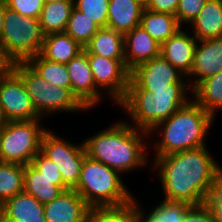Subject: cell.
Wrapping results in <instances>:
<instances>
[{
  "mask_svg": "<svg viewBox=\"0 0 222 222\" xmlns=\"http://www.w3.org/2000/svg\"><path fill=\"white\" fill-rule=\"evenodd\" d=\"M165 200L204 204L209 186L221 168L206 146L155 157Z\"/></svg>",
  "mask_w": 222,
  "mask_h": 222,
  "instance_id": "cell-1",
  "label": "cell"
},
{
  "mask_svg": "<svg viewBox=\"0 0 222 222\" xmlns=\"http://www.w3.org/2000/svg\"><path fill=\"white\" fill-rule=\"evenodd\" d=\"M145 134L150 135L126 122H118L85 140L84 146L90 158L124 173L147 164Z\"/></svg>",
  "mask_w": 222,
  "mask_h": 222,
  "instance_id": "cell-2",
  "label": "cell"
},
{
  "mask_svg": "<svg viewBox=\"0 0 222 222\" xmlns=\"http://www.w3.org/2000/svg\"><path fill=\"white\" fill-rule=\"evenodd\" d=\"M189 88V84H171V89L144 90L130 77L126 96L119 106L134 120L133 127L149 133L190 101L186 97Z\"/></svg>",
  "mask_w": 222,
  "mask_h": 222,
  "instance_id": "cell-3",
  "label": "cell"
},
{
  "mask_svg": "<svg viewBox=\"0 0 222 222\" xmlns=\"http://www.w3.org/2000/svg\"><path fill=\"white\" fill-rule=\"evenodd\" d=\"M213 119L202 106L190 100L149 132L150 134L163 127L162 139L154 146L155 157L206 146L205 137Z\"/></svg>",
  "mask_w": 222,
  "mask_h": 222,
  "instance_id": "cell-4",
  "label": "cell"
},
{
  "mask_svg": "<svg viewBox=\"0 0 222 222\" xmlns=\"http://www.w3.org/2000/svg\"><path fill=\"white\" fill-rule=\"evenodd\" d=\"M119 174L118 171L86 155L74 190L90 207L125 204L134 197L123 185Z\"/></svg>",
  "mask_w": 222,
  "mask_h": 222,
  "instance_id": "cell-5",
  "label": "cell"
},
{
  "mask_svg": "<svg viewBox=\"0 0 222 222\" xmlns=\"http://www.w3.org/2000/svg\"><path fill=\"white\" fill-rule=\"evenodd\" d=\"M14 73L22 80L40 117L55 111L87 110L69 88L48 83L26 62H16Z\"/></svg>",
  "mask_w": 222,
  "mask_h": 222,
  "instance_id": "cell-6",
  "label": "cell"
},
{
  "mask_svg": "<svg viewBox=\"0 0 222 222\" xmlns=\"http://www.w3.org/2000/svg\"><path fill=\"white\" fill-rule=\"evenodd\" d=\"M0 44L16 62H26L41 53L44 34L39 19L20 15L5 3Z\"/></svg>",
  "mask_w": 222,
  "mask_h": 222,
  "instance_id": "cell-7",
  "label": "cell"
},
{
  "mask_svg": "<svg viewBox=\"0 0 222 222\" xmlns=\"http://www.w3.org/2000/svg\"><path fill=\"white\" fill-rule=\"evenodd\" d=\"M40 120L8 121L0 129V157L2 162L21 165L32 162L41 151L42 137L47 131L38 124Z\"/></svg>",
  "mask_w": 222,
  "mask_h": 222,
  "instance_id": "cell-8",
  "label": "cell"
},
{
  "mask_svg": "<svg viewBox=\"0 0 222 222\" xmlns=\"http://www.w3.org/2000/svg\"><path fill=\"white\" fill-rule=\"evenodd\" d=\"M41 152L57 165L63 182L70 189H74L80 178L84 157L87 155L84 142L74 145L47 130L42 137Z\"/></svg>",
  "mask_w": 222,
  "mask_h": 222,
  "instance_id": "cell-9",
  "label": "cell"
},
{
  "mask_svg": "<svg viewBox=\"0 0 222 222\" xmlns=\"http://www.w3.org/2000/svg\"><path fill=\"white\" fill-rule=\"evenodd\" d=\"M87 56L96 87L108 88L106 92L119 104L126 96L130 78L125 59H110L95 54Z\"/></svg>",
  "mask_w": 222,
  "mask_h": 222,
  "instance_id": "cell-10",
  "label": "cell"
},
{
  "mask_svg": "<svg viewBox=\"0 0 222 222\" xmlns=\"http://www.w3.org/2000/svg\"><path fill=\"white\" fill-rule=\"evenodd\" d=\"M0 105L8 121L42 119L36 112L22 80L14 72L0 80Z\"/></svg>",
  "mask_w": 222,
  "mask_h": 222,
  "instance_id": "cell-11",
  "label": "cell"
},
{
  "mask_svg": "<svg viewBox=\"0 0 222 222\" xmlns=\"http://www.w3.org/2000/svg\"><path fill=\"white\" fill-rule=\"evenodd\" d=\"M161 55L137 65L130 77L144 90L171 89V84H186L185 76Z\"/></svg>",
  "mask_w": 222,
  "mask_h": 222,
  "instance_id": "cell-12",
  "label": "cell"
},
{
  "mask_svg": "<svg viewBox=\"0 0 222 222\" xmlns=\"http://www.w3.org/2000/svg\"><path fill=\"white\" fill-rule=\"evenodd\" d=\"M71 83V91L87 108L99 104L101 93L96 87L87 54L83 51L66 64Z\"/></svg>",
  "mask_w": 222,
  "mask_h": 222,
  "instance_id": "cell-13",
  "label": "cell"
},
{
  "mask_svg": "<svg viewBox=\"0 0 222 222\" xmlns=\"http://www.w3.org/2000/svg\"><path fill=\"white\" fill-rule=\"evenodd\" d=\"M90 206L74 190L64 191L44 204L45 222H88Z\"/></svg>",
  "mask_w": 222,
  "mask_h": 222,
  "instance_id": "cell-14",
  "label": "cell"
},
{
  "mask_svg": "<svg viewBox=\"0 0 222 222\" xmlns=\"http://www.w3.org/2000/svg\"><path fill=\"white\" fill-rule=\"evenodd\" d=\"M191 72L188 76L197 77L191 90L202 80L222 71V37L198 41Z\"/></svg>",
  "mask_w": 222,
  "mask_h": 222,
  "instance_id": "cell-15",
  "label": "cell"
},
{
  "mask_svg": "<svg viewBox=\"0 0 222 222\" xmlns=\"http://www.w3.org/2000/svg\"><path fill=\"white\" fill-rule=\"evenodd\" d=\"M161 44L139 25L124 34L125 66L131 71L137 65L160 55Z\"/></svg>",
  "mask_w": 222,
  "mask_h": 222,
  "instance_id": "cell-16",
  "label": "cell"
},
{
  "mask_svg": "<svg viewBox=\"0 0 222 222\" xmlns=\"http://www.w3.org/2000/svg\"><path fill=\"white\" fill-rule=\"evenodd\" d=\"M197 42L194 36L179 29L161 44L160 55L187 76L192 69Z\"/></svg>",
  "mask_w": 222,
  "mask_h": 222,
  "instance_id": "cell-17",
  "label": "cell"
},
{
  "mask_svg": "<svg viewBox=\"0 0 222 222\" xmlns=\"http://www.w3.org/2000/svg\"><path fill=\"white\" fill-rule=\"evenodd\" d=\"M0 207L6 222H45L44 204L24 191L9 198Z\"/></svg>",
  "mask_w": 222,
  "mask_h": 222,
  "instance_id": "cell-18",
  "label": "cell"
},
{
  "mask_svg": "<svg viewBox=\"0 0 222 222\" xmlns=\"http://www.w3.org/2000/svg\"><path fill=\"white\" fill-rule=\"evenodd\" d=\"M143 10L135 0H109L106 28L124 35L140 25Z\"/></svg>",
  "mask_w": 222,
  "mask_h": 222,
  "instance_id": "cell-19",
  "label": "cell"
},
{
  "mask_svg": "<svg viewBox=\"0 0 222 222\" xmlns=\"http://www.w3.org/2000/svg\"><path fill=\"white\" fill-rule=\"evenodd\" d=\"M198 40L222 37V0H206L203 8L191 23Z\"/></svg>",
  "mask_w": 222,
  "mask_h": 222,
  "instance_id": "cell-20",
  "label": "cell"
},
{
  "mask_svg": "<svg viewBox=\"0 0 222 222\" xmlns=\"http://www.w3.org/2000/svg\"><path fill=\"white\" fill-rule=\"evenodd\" d=\"M84 48L65 32L44 35L41 55L47 60L67 64L77 57Z\"/></svg>",
  "mask_w": 222,
  "mask_h": 222,
  "instance_id": "cell-21",
  "label": "cell"
},
{
  "mask_svg": "<svg viewBox=\"0 0 222 222\" xmlns=\"http://www.w3.org/2000/svg\"><path fill=\"white\" fill-rule=\"evenodd\" d=\"M83 51L110 59H125L124 35L113 29L100 28Z\"/></svg>",
  "mask_w": 222,
  "mask_h": 222,
  "instance_id": "cell-22",
  "label": "cell"
},
{
  "mask_svg": "<svg viewBox=\"0 0 222 222\" xmlns=\"http://www.w3.org/2000/svg\"><path fill=\"white\" fill-rule=\"evenodd\" d=\"M23 191L46 204L64 191L56 185V179L42 175L31 163L25 165Z\"/></svg>",
  "mask_w": 222,
  "mask_h": 222,
  "instance_id": "cell-23",
  "label": "cell"
},
{
  "mask_svg": "<svg viewBox=\"0 0 222 222\" xmlns=\"http://www.w3.org/2000/svg\"><path fill=\"white\" fill-rule=\"evenodd\" d=\"M140 25L159 44L167 41L179 29H181L175 15L153 12L145 8L141 15Z\"/></svg>",
  "mask_w": 222,
  "mask_h": 222,
  "instance_id": "cell-24",
  "label": "cell"
},
{
  "mask_svg": "<svg viewBox=\"0 0 222 222\" xmlns=\"http://www.w3.org/2000/svg\"><path fill=\"white\" fill-rule=\"evenodd\" d=\"M73 8L74 1L44 2L39 18L42 33L64 32Z\"/></svg>",
  "mask_w": 222,
  "mask_h": 222,
  "instance_id": "cell-25",
  "label": "cell"
},
{
  "mask_svg": "<svg viewBox=\"0 0 222 222\" xmlns=\"http://www.w3.org/2000/svg\"><path fill=\"white\" fill-rule=\"evenodd\" d=\"M192 92L194 101L214 118L216 109H222V71L200 81Z\"/></svg>",
  "mask_w": 222,
  "mask_h": 222,
  "instance_id": "cell-26",
  "label": "cell"
},
{
  "mask_svg": "<svg viewBox=\"0 0 222 222\" xmlns=\"http://www.w3.org/2000/svg\"><path fill=\"white\" fill-rule=\"evenodd\" d=\"M26 63L48 83L71 90L70 76L65 64L47 60L41 54L30 57Z\"/></svg>",
  "mask_w": 222,
  "mask_h": 222,
  "instance_id": "cell-27",
  "label": "cell"
},
{
  "mask_svg": "<svg viewBox=\"0 0 222 222\" xmlns=\"http://www.w3.org/2000/svg\"><path fill=\"white\" fill-rule=\"evenodd\" d=\"M25 165L0 163V206L9 198L23 192Z\"/></svg>",
  "mask_w": 222,
  "mask_h": 222,
  "instance_id": "cell-28",
  "label": "cell"
},
{
  "mask_svg": "<svg viewBox=\"0 0 222 222\" xmlns=\"http://www.w3.org/2000/svg\"><path fill=\"white\" fill-rule=\"evenodd\" d=\"M88 222H135V198L122 205L90 207Z\"/></svg>",
  "mask_w": 222,
  "mask_h": 222,
  "instance_id": "cell-29",
  "label": "cell"
},
{
  "mask_svg": "<svg viewBox=\"0 0 222 222\" xmlns=\"http://www.w3.org/2000/svg\"><path fill=\"white\" fill-rule=\"evenodd\" d=\"M99 29L92 19L73 8L64 32L84 48Z\"/></svg>",
  "mask_w": 222,
  "mask_h": 222,
  "instance_id": "cell-30",
  "label": "cell"
},
{
  "mask_svg": "<svg viewBox=\"0 0 222 222\" xmlns=\"http://www.w3.org/2000/svg\"><path fill=\"white\" fill-rule=\"evenodd\" d=\"M192 205L185 201L163 200L148 215L155 222H181L184 214Z\"/></svg>",
  "mask_w": 222,
  "mask_h": 222,
  "instance_id": "cell-31",
  "label": "cell"
},
{
  "mask_svg": "<svg viewBox=\"0 0 222 222\" xmlns=\"http://www.w3.org/2000/svg\"><path fill=\"white\" fill-rule=\"evenodd\" d=\"M109 0H74V8L92 19L100 28L107 26Z\"/></svg>",
  "mask_w": 222,
  "mask_h": 222,
  "instance_id": "cell-32",
  "label": "cell"
},
{
  "mask_svg": "<svg viewBox=\"0 0 222 222\" xmlns=\"http://www.w3.org/2000/svg\"><path fill=\"white\" fill-rule=\"evenodd\" d=\"M204 205L210 210L213 222H222V167L209 186Z\"/></svg>",
  "mask_w": 222,
  "mask_h": 222,
  "instance_id": "cell-33",
  "label": "cell"
},
{
  "mask_svg": "<svg viewBox=\"0 0 222 222\" xmlns=\"http://www.w3.org/2000/svg\"><path fill=\"white\" fill-rule=\"evenodd\" d=\"M31 164L45 177L49 179H56V185L63 191L70 188L63 182L62 176L58 167L52 160L47 158L41 151L32 160Z\"/></svg>",
  "mask_w": 222,
  "mask_h": 222,
  "instance_id": "cell-34",
  "label": "cell"
},
{
  "mask_svg": "<svg viewBox=\"0 0 222 222\" xmlns=\"http://www.w3.org/2000/svg\"><path fill=\"white\" fill-rule=\"evenodd\" d=\"M6 6L21 16L39 19L44 0H5Z\"/></svg>",
  "mask_w": 222,
  "mask_h": 222,
  "instance_id": "cell-35",
  "label": "cell"
},
{
  "mask_svg": "<svg viewBox=\"0 0 222 222\" xmlns=\"http://www.w3.org/2000/svg\"><path fill=\"white\" fill-rule=\"evenodd\" d=\"M206 0H179L176 10V18L178 23H192L196 16L200 13Z\"/></svg>",
  "mask_w": 222,
  "mask_h": 222,
  "instance_id": "cell-36",
  "label": "cell"
},
{
  "mask_svg": "<svg viewBox=\"0 0 222 222\" xmlns=\"http://www.w3.org/2000/svg\"><path fill=\"white\" fill-rule=\"evenodd\" d=\"M181 222H213L210 210L204 205H192Z\"/></svg>",
  "mask_w": 222,
  "mask_h": 222,
  "instance_id": "cell-37",
  "label": "cell"
},
{
  "mask_svg": "<svg viewBox=\"0 0 222 222\" xmlns=\"http://www.w3.org/2000/svg\"><path fill=\"white\" fill-rule=\"evenodd\" d=\"M178 4L179 0H150L145 9L153 12L176 15Z\"/></svg>",
  "mask_w": 222,
  "mask_h": 222,
  "instance_id": "cell-38",
  "label": "cell"
},
{
  "mask_svg": "<svg viewBox=\"0 0 222 222\" xmlns=\"http://www.w3.org/2000/svg\"><path fill=\"white\" fill-rule=\"evenodd\" d=\"M16 61L0 44V80L9 77L14 72Z\"/></svg>",
  "mask_w": 222,
  "mask_h": 222,
  "instance_id": "cell-39",
  "label": "cell"
},
{
  "mask_svg": "<svg viewBox=\"0 0 222 222\" xmlns=\"http://www.w3.org/2000/svg\"><path fill=\"white\" fill-rule=\"evenodd\" d=\"M140 205L135 201V222H155L149 215L144 217V213L141 211Z\"/></svg>",
  "mask_w": 222,
  "mask_h": 222,
  "instance_id": "cell-40",
  "label": "cell"
},
{
  "mask_svg": "<svg viewBox=\"0 0 222 222\" xmlns=\"http://www.w3.org/2000/svg\"><path fill=\"white\" fill-rule=\"evenodd\" d=\"M4 13H5V0H0V37L2 35V30H3Z\"/></svg>",
  "mask_w": 222,
  "mask_h": 222,
  "instance_id": "cell-41",
  "label": "cell"
},
{
  "mask_svg": "<svg viewBox=\"0 0 222 222\" xmlns=\"http://www.w3.org/2000/svg\"><path fill=\"white\" fill-rule=\"evenodd\" d=\"M8 123V120L6 119L3 109L0 105V129L3 128Z\"/></svg>",
  "mask_w": 222,
  "mask_h": 222,
  "instance_id": "cell-42",
  "label": "cell"
},
{
  "mask_svg": "<svg viewBox=\"0 0 222 222\" xmlns=\"http://www.w3.org/2000/svg\"><path fill=\"white\" fill-rule=\"evenodd\" d=\"M136 2H138L141 6H143L144 8L147 7V5L149 4L150 0H135Z\"/></svg>",
  "mask_w": 222,
  "mask_h": 222,
  "instance_id": "cell-43",
  "label": "cell"
},
{
  "mask_svg": "<svg viewBox=\"0 0 222 222\" xmlns=\"http://www.w3.org/2000/svg\"><path fill=\"white\" fill-rule=\"evenodd\" d=\"M0 222H6L5 215L1 207H0Z\"/></svg>",
  "mask_w": 222,
  "mask_h": 222,
  "instance_id": "cell-44",
  "label": "cell"
},
{
  "mask_svg": "<svg viewBox=\"0 0 222 222\" xmlns=\"http://www.w3.org/2000/svg\"><path fill=\"white\" fill-rule=\"evenodd\" d=\"M55 1H74V0H44V2H55Z\"/></svg>",
  "mask_w": 222,
  "mask_h": 222,
  "instance_id": "cell-45",
  "label": "cell"
}]
</instances>
